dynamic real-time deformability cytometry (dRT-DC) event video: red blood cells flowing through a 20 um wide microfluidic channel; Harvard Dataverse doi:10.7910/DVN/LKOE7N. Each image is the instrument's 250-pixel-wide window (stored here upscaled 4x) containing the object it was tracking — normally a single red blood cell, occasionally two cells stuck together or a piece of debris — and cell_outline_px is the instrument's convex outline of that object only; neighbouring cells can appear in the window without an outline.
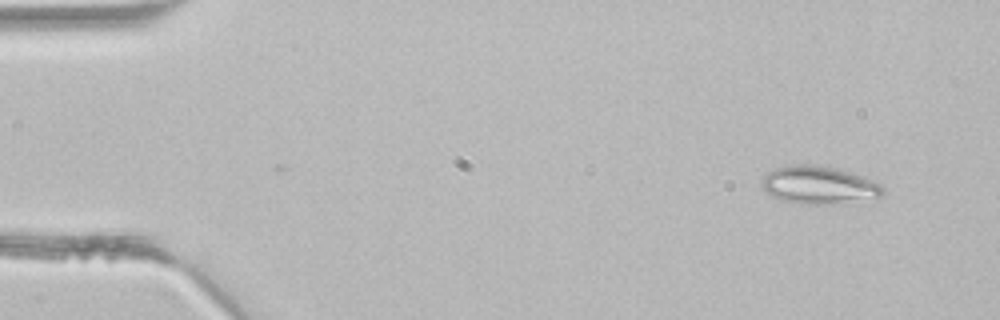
{"species": "common noctule bat (a hibernating species)", "species_latin": "Nyctalus noctula", "temperature_condition": "room temperature", "stored_images_in_passage": 3, "camera_frame_rate_fps": 3000, "um_per_image_px": 0.085, "animal": {"sex": "male", "body_mass_g": 21.5, "forearm_length_mm": 52.0}, "frame": {"image": 1, "passage_image": 1, "time_ms": 0.0, "image_size_px": [1000, 320], "cell_outline_px": [[884, 192], [876, 200], [832, 204], [800, 204], [780, 200], [764, 192], [760, 184], [764, 176], [768, 172], [776, 168], [796, 164], [820, 164], [836, 168], [864, 176], [876, 180], [884, 188]], "centroid_in_image_um": [69.65, 15.74], "position_along_channel_um": 15.3, "area_um2": 27.46}}